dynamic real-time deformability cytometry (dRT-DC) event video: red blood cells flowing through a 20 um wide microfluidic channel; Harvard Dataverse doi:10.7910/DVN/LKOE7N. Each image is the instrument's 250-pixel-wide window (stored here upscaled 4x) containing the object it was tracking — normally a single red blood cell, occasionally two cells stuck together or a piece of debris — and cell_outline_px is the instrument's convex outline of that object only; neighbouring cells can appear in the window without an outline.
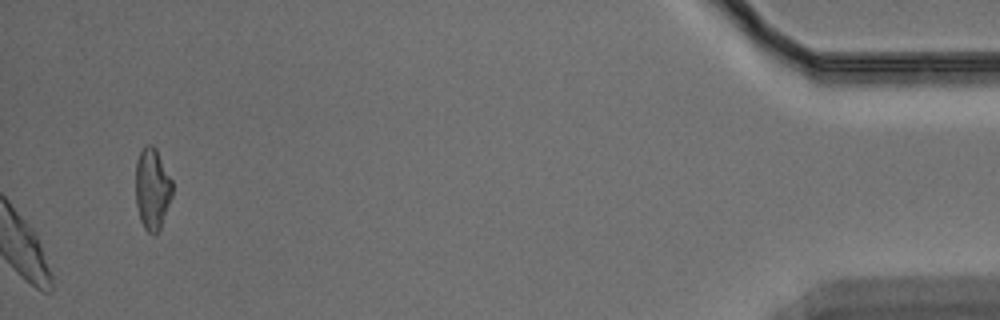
{"species": "Egyptian fruit bat (a non-hibernating species)", "species_latin": "Rousettus aegyptiacus", "temperature_condition": "warm", "stored_images_in_passage": 41, "camera_frame_rate_fps": 3000, "um_per_image_px": 0.085, "animal": {"sex": "male"}, "frame": {"image": 1, "passage_image": 41, "time_ms": 13.333, "image_size_px": [1000, 320], "cell_outline_px": [[172, 196], [160, 228], [152, 236], [144, 228], [140, 220], [136, 204], [136, 160], [144, 144], [152, 144], [156, 148], [172, 180]], "centroid_in_image_um": [12.93, 16.03], "position_along_channel_um": 422.3, "area_um2": 17.51}}